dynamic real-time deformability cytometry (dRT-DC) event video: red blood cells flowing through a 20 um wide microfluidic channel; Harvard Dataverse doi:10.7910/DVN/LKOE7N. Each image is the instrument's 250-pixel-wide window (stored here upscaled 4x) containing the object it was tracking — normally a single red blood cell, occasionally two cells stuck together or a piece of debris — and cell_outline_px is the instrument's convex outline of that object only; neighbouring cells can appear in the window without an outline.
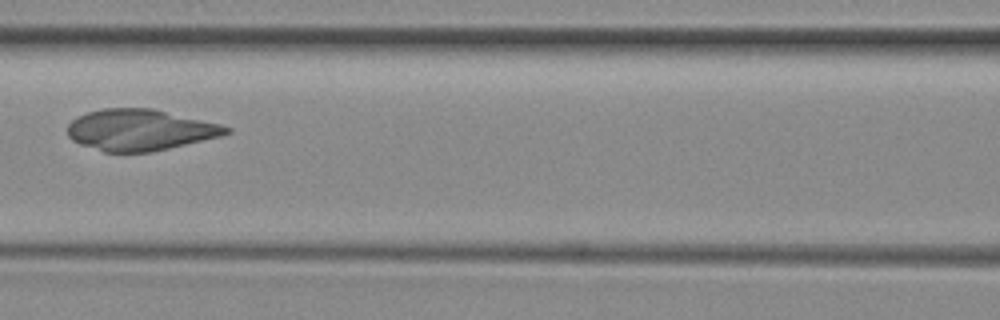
{"species": "common noctule bat (a hibernating species)", "species_latin": "Nyctalus noctula", "temperature_condition": "room temperature", "stored_images_in_passage": 5, "camera_frame_rate_fps": 3000, "um_per_image_px": 0.085, "animal": {"sex": "female", "body_mass_g": 29.2, "forearm_length_mm": 56.3}, "frame": {"image": 1, "passage_image": 4, "time_ms": 3.333, "image_size_px": [1000, 320], "cell_outline_px": [[232, 132], [220, 136], [152, 152], [104, 152], [80, 144], [72, 140], [68, 136], [68, 124], [76, 116], [88, 112], [104, 108], [152, 108], [220, 124], [232, 128]], "centroid_in_image_um": [11.88, 11.04], "position_along_channel_um": 154.7, "area_um2": 38.03}}
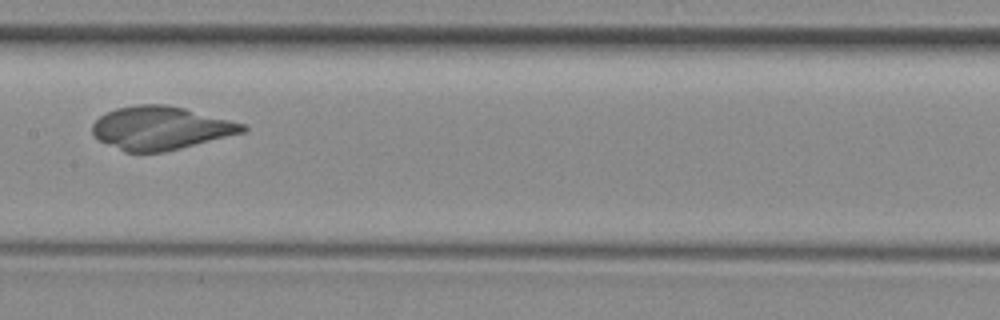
{"frame": {"image": 2, "passage_image": 5, "time_ms": 4.333, "image_size_px": [1000, 320], "cell_outline_px": [[248, 128], [244, 132], [164, 152], [124, 152], [100, 140], [92, 132], [92, 124], [104, 112], [116, 108], [136, 104], [164, 104], [184, 108], [248, 124]], "centroid_in_image_um": [13.66, 10.87], "position_along_channel_um": 193.7, "area_um2": 37.86}}